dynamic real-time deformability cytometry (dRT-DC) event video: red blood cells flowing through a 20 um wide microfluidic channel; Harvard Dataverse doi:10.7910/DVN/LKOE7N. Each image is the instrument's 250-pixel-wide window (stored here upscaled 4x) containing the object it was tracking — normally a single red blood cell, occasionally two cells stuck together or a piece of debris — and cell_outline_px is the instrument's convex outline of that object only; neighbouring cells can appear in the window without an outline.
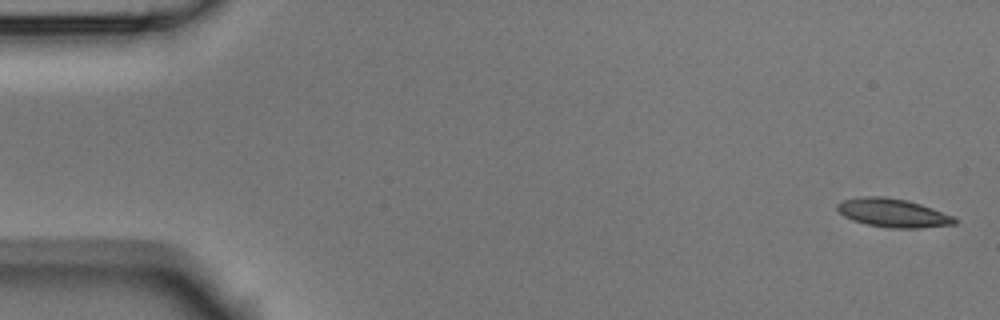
{"species": "Egyptian fruit bat (a non-hibernating species)", "species_latin": "Rousettus aegyptiacus", "temperature_condition": "room temperature", "stored_images_in_passage": 5, "camera_frame_rate_fps": 3000, "um_per_image_px": 0.085, "animal": {"sex": "male"}, "frame": {"image": 1, "passage_image": 1, "time_ms": 0.0, "image_size_px": [1000, 320], "cell_outline_px": [[956, 224], [920, 228], [892, 228], [868, 224], [852, 220], [844, 216], [836, 208], [836, 204], [844, 200], [860, 196], [884, 196], [904, 200], [920, 204], [956, 216]], "centroid_in_image_um": [75.91, 18.09], "position_along_channel_um": 9.1, "area_um2": 19.48}}
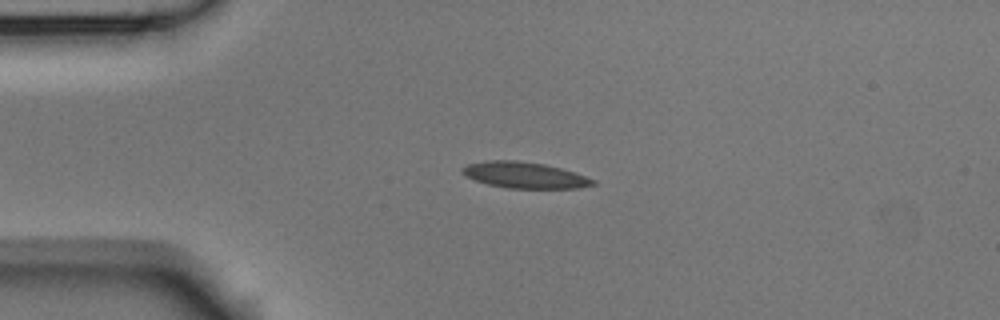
{"frame": {"image": 2, "passage_image": 4, "time_ms": 1.0, "image_size_px": [1000, 320], "cell_outline_px": [[596, 184], [580, 188], [504, 188], [488, 184], [476, 180], [460, 172], [460, 168], [468, 164], [488, 160], [516, 160], [544, 164], [560, 168], [596, 180]], "centroid_in_image_um": [44.57, 14.88], "position_along_channel_um": 40.4, "area_um2": 19.77}}